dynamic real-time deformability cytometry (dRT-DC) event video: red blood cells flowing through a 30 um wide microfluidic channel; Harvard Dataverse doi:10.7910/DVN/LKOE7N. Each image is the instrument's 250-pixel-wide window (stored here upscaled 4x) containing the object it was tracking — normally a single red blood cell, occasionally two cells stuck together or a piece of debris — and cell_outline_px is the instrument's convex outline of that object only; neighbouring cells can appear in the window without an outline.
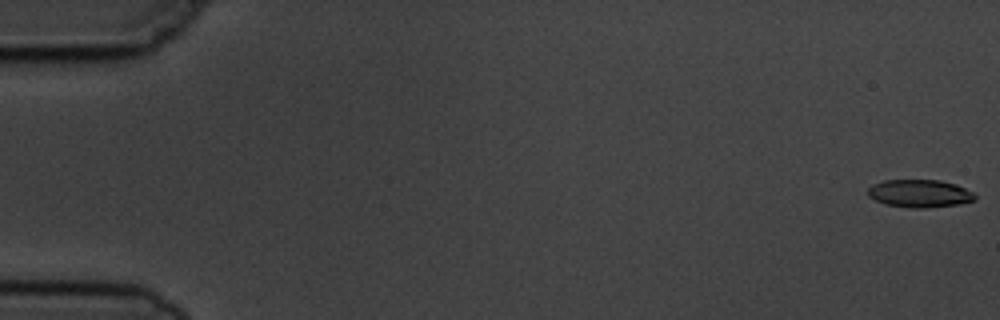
{"species": "common noctule bat (a hibernating species)", "species_latin": "Nyctalus noctula", "temperature_condition": "cold", "stored_images_in_passage": 6, "camera_frame_rate_fps": 3000, "um_per_image_px": 0.085, "animal": {"sex": "male", "body_mass_g": 19.5, "forearm_length_mm": 54.6}, "frame": {"image": 1, "passage_image": 1, "time_ms": 0.0, "image_size_px": [1000, 320], "cell_outline_px": [[976, 200], [960, 204], [924, 208], [912, 208], [884, 204], [868, 196], [868, 188], [872, 184], [884, 180], [940, 180], [956, 184], [972, 192], [976, 196]], "centroid_in_image_um": [78.17, 16.44], "position_along_channel_um": 6.8, "area_um2": 17.4}}